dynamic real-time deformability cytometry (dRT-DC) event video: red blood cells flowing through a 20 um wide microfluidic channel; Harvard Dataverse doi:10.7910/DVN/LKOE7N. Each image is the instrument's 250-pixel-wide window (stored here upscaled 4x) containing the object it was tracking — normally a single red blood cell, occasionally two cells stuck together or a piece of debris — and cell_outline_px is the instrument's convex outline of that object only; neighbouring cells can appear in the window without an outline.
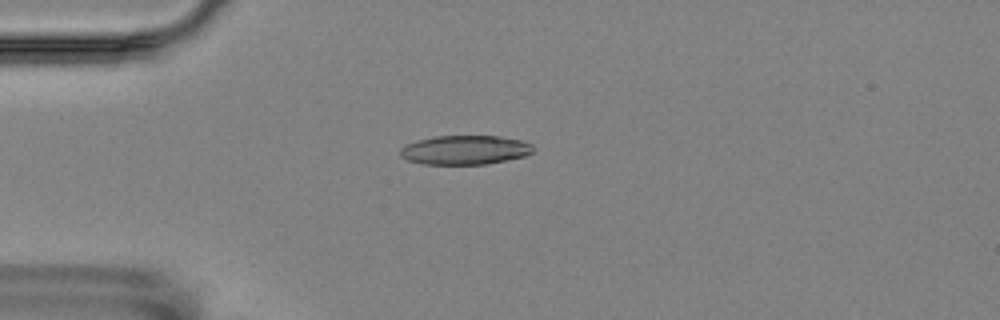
{"species": "Egyptian fruit bat (a non-hibernating species)", "species_latin": "Rousettus aegyptiacus", "temperature_condition": "room temperature", "stored_images_in_passage": 17, "camera_frame_rate_fps": 3000, "um_per_image_px": 0.085, "animal": {"sex": "female"}, "frame": {"image": 1, "passage_image": 5, "time_ms": 4.667, "image_size_px": [1000, 320], "cell_outline_px": [[532, 152], [524, 156], [484, 164], [420, 164], [408, 160], [400, 156], [400, 148], [404, 144], [416, 140], [436, 136], [500, 136], [524, 140], [532, 144]], "centroid_in_image_um": [39.48, 12.73], "position_along_channel_um": 45.5, "area_um2": 22.66}}
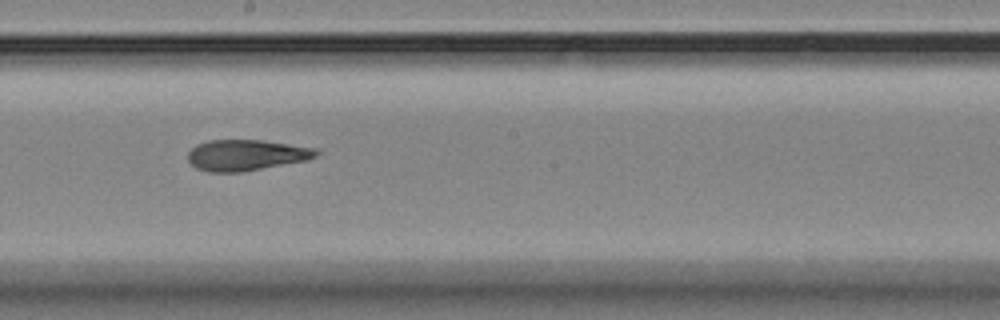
{"frame": {"image": 2, "passage_image": 10, "time_ms": 10.333, "image_size_px": [1000, 320], "cell_outline_px": [[324, 152], [308, 160], [240, 172], [208, 172], [196, 168], [188, 160], [188, 152], [196, 144], [208, 140], [260, 140], [320, 148]], "centroid_in_image_um": [20.98, 13.17], "position_along_channel_um": 227.2, "area_um2": 23.35}}
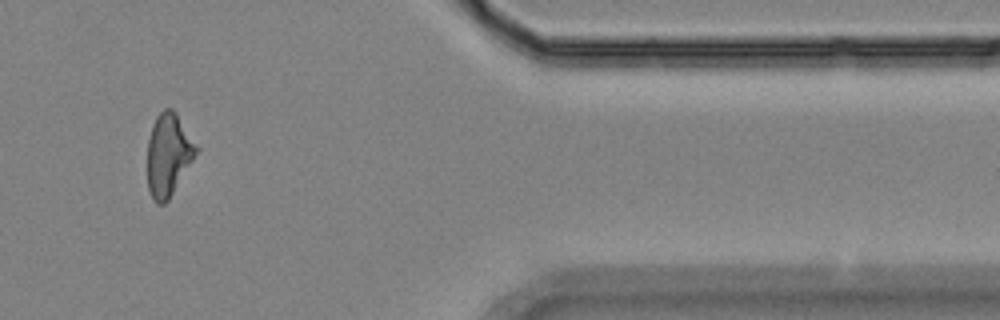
{"frame": {"image": 3, "passage_image": 15, "time_ms": 16.0, "image_size_px": [1000, 320], "cell_outline_px": [[200, 148], [168, 200], [164, 204], [156, 204], [148, 188], [148, 140], [152, 124], [156, 116], [164, 108], [172, 108], [176, 112]], "centroid_in_image_um": [14.32, 13.11], "position_along_channel_um": 397.1, "area_um2": 23.47}, "authors_computed_cell_mechanics": {"area_um2": 23.3512, "velocity_mm_per_s": 3.5113, "shape_relaxation_time_tau1_ms": 6.4323, "shape_relaxation_time_tau2_ms": 6.0543, "deformation_change_tau1": 0.1184, "deformation_change_tau2": 0.1794}}